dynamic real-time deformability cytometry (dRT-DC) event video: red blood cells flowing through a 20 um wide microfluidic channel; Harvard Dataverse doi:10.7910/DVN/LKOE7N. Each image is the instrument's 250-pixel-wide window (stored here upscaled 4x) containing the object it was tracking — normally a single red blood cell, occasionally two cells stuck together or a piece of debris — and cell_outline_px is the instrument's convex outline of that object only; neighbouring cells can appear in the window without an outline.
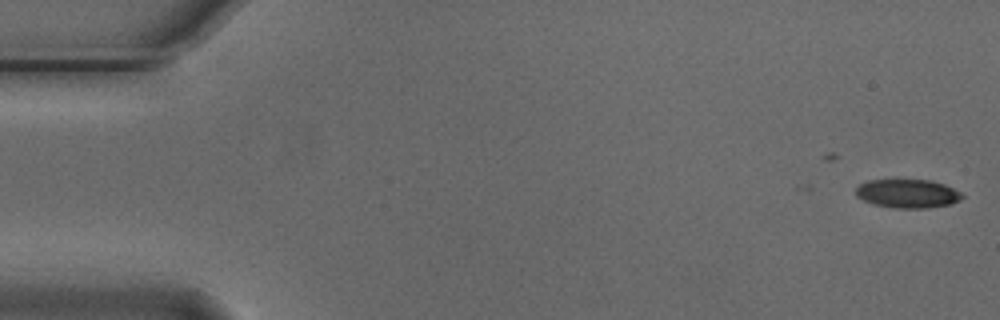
{"species": "Egyptian fruit bat (a non-hibernating species)", "species_latin": "Rousettus aegyptiacus", "temperature_condition": "cold", "stored_images_in_passage": 8, "camera_frame_rate_fps": 3000, "um_per_image_px": 0.085, "animal": {"sex": "male"}, "frame": {"image": 1, "passage_image": 2, "time_ms": 0.333, "image_size_px": [1000, 320], "cell_outline_px": [[964, 196], [960, 200], [948, 204], [928, 208], [896, 208], [872, 204], [856, 196], [856, 188], [860, 184], [868, 180], [896, 176], [932, 180], [944, 184], [960, 192]], "centroid_in_image_um": [77.1, 16.39], "position_along_channel_um": 7.9, "area_um2": 18.61}}
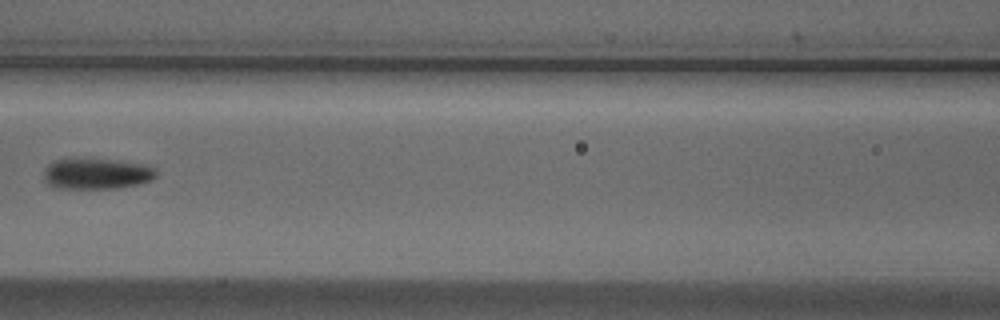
{"frame": {"image": 2, "passage_image": 8, "time_ms": 2.333, "image_size_px": [1000, 320], "cell_outline_px": [[156, 176], [152, 180], [120, 188], [56, 188], [48, 184], [44, 180], [44, 168], [52, 160], [68, 156], [116, 160], [148, 164], [156, 168]], "centroid_in_image_um": [8.17, 14.72], "position_along_channel_um": 158.4, "area_um2": 21.04}}